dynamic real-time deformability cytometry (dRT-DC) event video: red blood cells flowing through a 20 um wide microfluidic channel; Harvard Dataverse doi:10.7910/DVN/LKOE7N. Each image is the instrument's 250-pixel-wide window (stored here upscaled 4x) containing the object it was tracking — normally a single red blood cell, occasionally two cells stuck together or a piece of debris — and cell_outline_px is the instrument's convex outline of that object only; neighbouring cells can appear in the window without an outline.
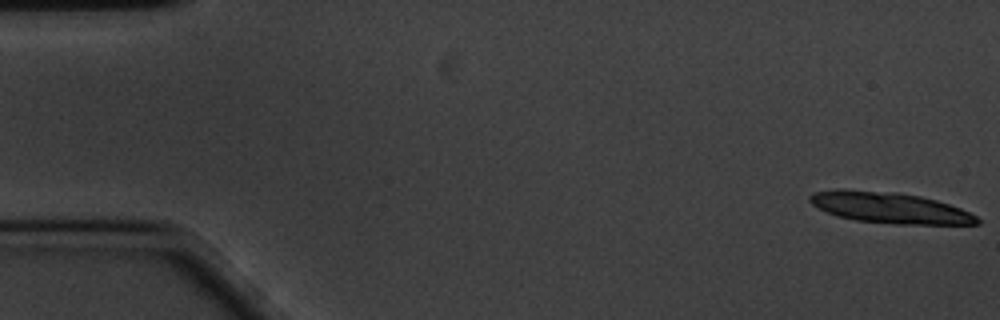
{"species": "common noctule bat (a hibernating species)", "species_latin": "Nyctalus noctula", "temperature_condition": "cold", "stored_images_in_passage": 15, "camera_frame_rate_fps": 3000, "um_per_image_px": 0.085, "animal": {"sex": "male", "body_mass_g": 20.1, "forearm_length_mm": 53.5}, "frame": {"image": 1, "passage_image": 1, "time_ms": 0.0, "image_size_px": [1000, 320], "cell_outline_px": [[980, 224], [896, 224], [856, 220], [836, 216], [812, 204], [808, 200], [808, 196], [812, 192], [836, 188], [844, 188], [896, 192], [920, 196], [936, 200], [960, 208], [976, 216], [980, 220]], "centroid_in_image_um": [75.57, 17.64], "position_along_channel_um": 9.4, "area_um2": 30.35}}